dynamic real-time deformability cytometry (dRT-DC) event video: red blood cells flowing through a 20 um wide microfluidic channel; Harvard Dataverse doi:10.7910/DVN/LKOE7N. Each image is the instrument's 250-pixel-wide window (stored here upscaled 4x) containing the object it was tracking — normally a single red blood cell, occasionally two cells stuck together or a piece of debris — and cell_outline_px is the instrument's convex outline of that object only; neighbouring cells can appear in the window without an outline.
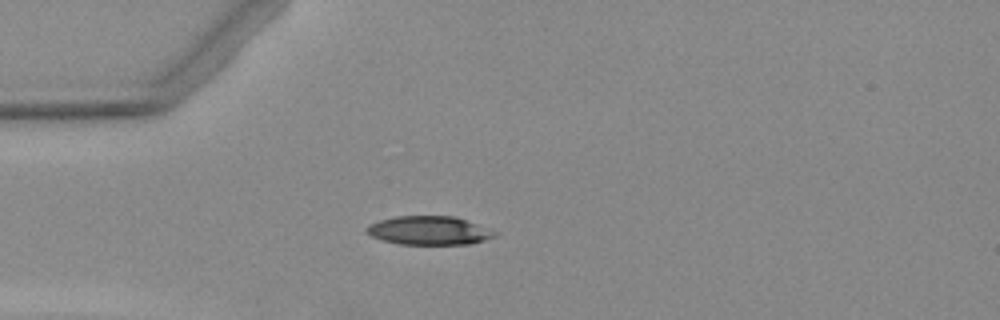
{"species": "Egyptian fruit bat (a non-hibernating species)", "species_latin": "Rousettus aegyptiacus", "temperature_condition": "warm", "stored_images_in_passage": 3, "camera_frame_rate_fps": 3000, "um_per_image_px": 0.085, "animal": {"sex": "female"}, "frame": {"image": 1, "passage_image": 3, "time_ms": 2.667, "image_size_px": [1000, 320], "cell_outline_px": [[496, 236], [484, 240], [468, 244], [400, 244], [384, 240], [372, 236], [364, 228], [368, 224], [380, 220], [396, 216], [456, 216], [492, 228], [496, 232]], "centroid_in_image_um": [36.52, 19.58], "position_along_channel_um": 48.5, "area_um2": 21.5}}